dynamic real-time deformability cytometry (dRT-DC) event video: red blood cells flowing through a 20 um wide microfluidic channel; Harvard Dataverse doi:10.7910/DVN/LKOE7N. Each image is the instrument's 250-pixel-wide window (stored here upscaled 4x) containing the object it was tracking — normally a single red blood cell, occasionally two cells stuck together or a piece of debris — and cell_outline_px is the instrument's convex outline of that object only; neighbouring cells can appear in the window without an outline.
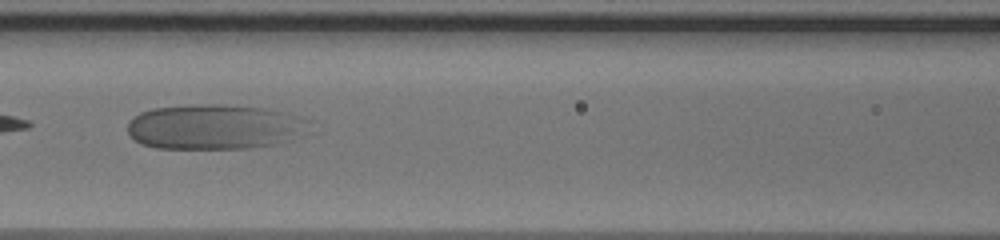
{"species": "human", "species_latin": "Homo sapiens", "temperature_condition": "warm", "stored_images_in_passage": 52, "camera_frame_rate_fps": 3000, "um_per_image_px": 0.085, "donor": {"sex": "male"}, "frame": {"image": 1, "passage_image": 22, "time_ms": 7.0, "image_size_px": [1000, 240], "cell_outline_px": [[320, 132], [292, 140], [276, 144], [248, 148], [156, 148], [140, 144], [128, 132], [128, 120], [140, 112], [152, 108], [200, 104], [220, 104], [264, 108], [284, 112], [316, 120]], "centroid_in_image_um": [18.48, 10.78], "position_along_channel_um": 148.1, "area_um2": 49.25}}
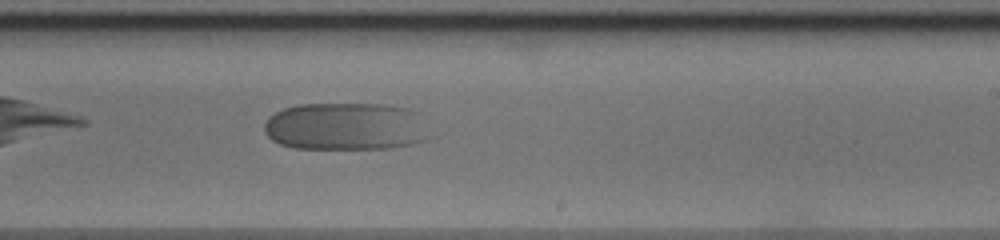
{"frame": {"image": 2, "passage_image": 31, "time_ms": 10.0, "image_size_px": [1000, 240], "cell_outline_px": [[424, 140], [412, 144], [392, 148], [292, 148], [280, 144], [272, 140], [264, 132], [264, 124], [268, 116], [284, 108], [300, 104], [388, 104], [408, 108], [420, 112]], "centroid_in_image_um": [29.31, 10.73], "position_along_channel_um": 259.7, "area_um2": 45.78}}
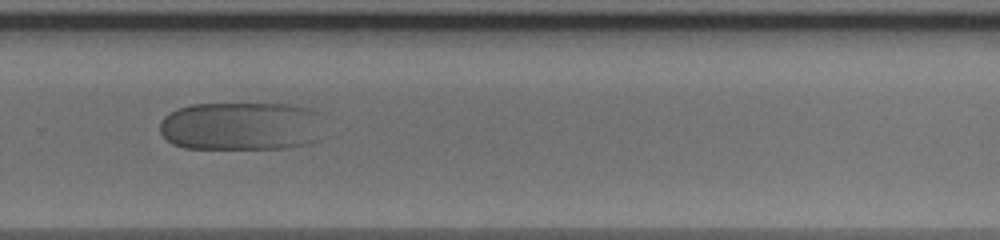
{"frame": {"image": 3, "passage_image": 35, "time_ms": 11.333, "image_size_px": [1000, 240], "cell_outline_px": [[320, 140], [308, 144], [284, 148], [184, 148], [172, 144], [160, 132], [160, 120], [168, 112], [176, 108], [192, 104], [288, 104], [308, 108], [320, 112]], "centroid_in_image_um": [20.49, 10.72], "position_along_channel_um": 309.3, "area_um2": 46.88}}